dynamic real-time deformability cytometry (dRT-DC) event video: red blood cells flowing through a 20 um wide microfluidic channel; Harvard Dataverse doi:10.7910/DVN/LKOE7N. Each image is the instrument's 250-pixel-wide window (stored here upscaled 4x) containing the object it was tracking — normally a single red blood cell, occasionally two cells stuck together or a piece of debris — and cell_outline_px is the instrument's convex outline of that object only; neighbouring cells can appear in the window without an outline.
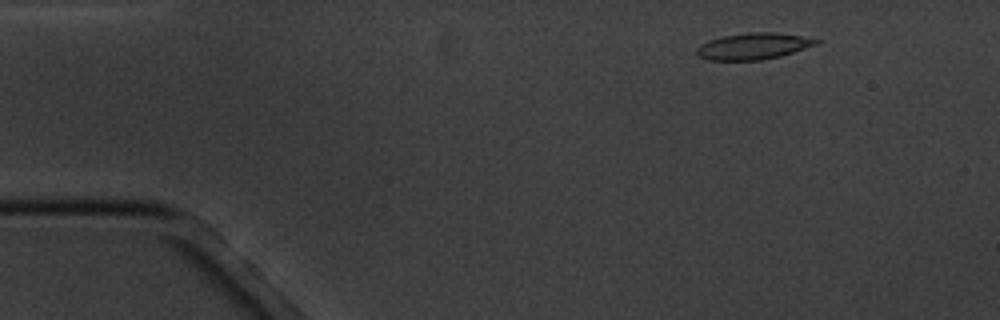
{"species": "common noctule bat (a hibernating species)", "species_latin": "Nyctalus noctula", "temperature_condition": "cold", "stored_images_in_passage": 9, "camera_frame_rate_fps": 3000, "um_per_image_px": 0.085, "animal": {"sex": "male", "body_mass_g": 20.1, "forearm_length_mm": 53.5}, "frame": {"image": 1, "passage_image": 2, "time_ms": 1.0, "image_size_px": [1000, 320], "cell_outline_px": [[820, 44], [780, 56], [760, 60], [708, 60], [696, 56], [696, 48], [700, 44], [708, 40], [724, 36], [748, 32], [772, 32], [800, 36], [820, 40]], "centroid_in_image_um": [64.01, 3.93], "position_along_channel_um": 21.0, "area_um2": 18.44}}
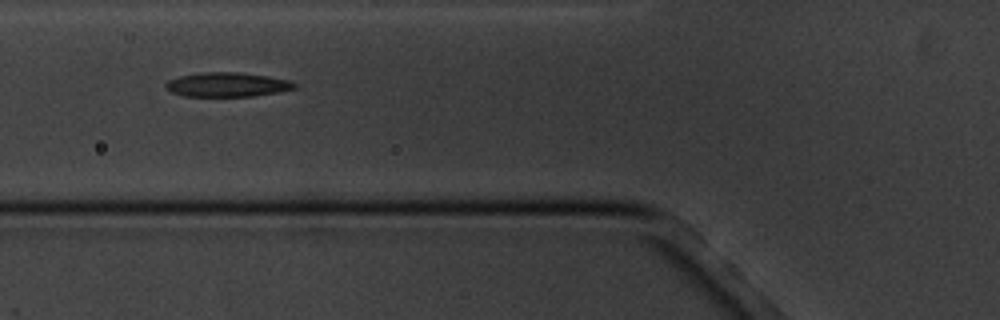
{"frame": {"image": 2, "passage_image": 6, "time_ms": 5.667, "image_size_px": [1000, 320], "cell_outline_px": [[296, 88], [276, 92], [252, 96], [184, 96], [172, 92], [164, 88], [164, 84], [168, 80], [180, 76], [200, 72], [236, 72], [268, 76], [288, 80], [296, 84]], "centroid_in_image_um": [19.26, 7.19], "position_along_channel_um": 106.5, "area_um2": 18.15}}
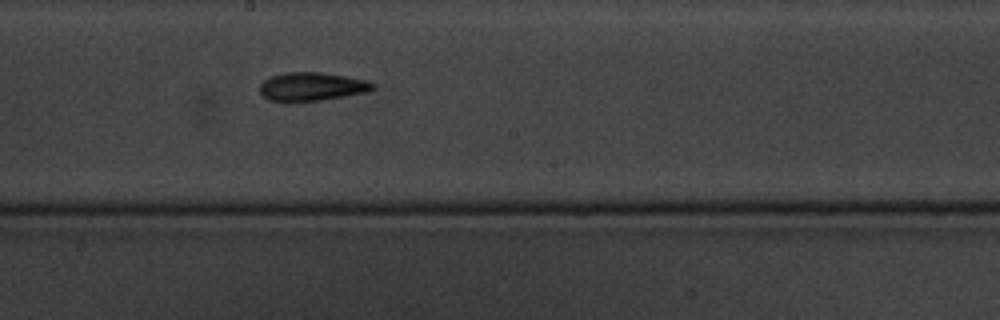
{"frame": {"image": 3, "passage_image": 9, "time_ms": 9.0, "image_size_px": [1000, 320], "cell_outline_px": [[376, 88], [368, 92], [320, 100], [292, 104], [284, 104], [268, 100], [260, 92], [260, 84], [264, 80], [272, 76], [288, 72], [324, 72], [364, 80], [376, 84]], "centroid_in_image_um": [26.46, 7.4], "position_along_channel_um": 221.7, "area_um2": 19.25}}